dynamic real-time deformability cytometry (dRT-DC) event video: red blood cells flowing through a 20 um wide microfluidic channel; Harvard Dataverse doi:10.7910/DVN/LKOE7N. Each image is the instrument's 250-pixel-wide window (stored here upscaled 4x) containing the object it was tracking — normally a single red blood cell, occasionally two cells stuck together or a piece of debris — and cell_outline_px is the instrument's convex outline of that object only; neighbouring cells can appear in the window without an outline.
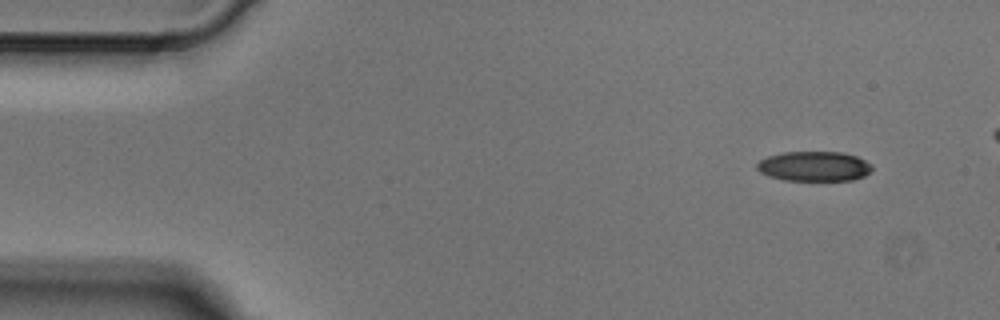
{"species": "Egyptian fruit bat (a non-hibernating species)", "species_latin": "Rousettus aegyptiacus", "temperature_condition": "cold", "stored_images_in_passage": 6, "camera_frame_rate_fps": 3000, "um_per_image_px": 0.085, "animal": {"sex": "male"}, "frame": {"image": 1, "passage_image": 1, "time_ms": 0.0, "image_size_px": [1000, 320], "cell_outline_px": [[872, 168], [864, 176], [852, 180], [784, 180], [768, 176], [760, 172], [756, 168], [756, 164], [760, 160], [768, 156], [784, 152], [844, 152], [856, 156], [872, 164]], "centroid_in_image_um": [69.19, 14.13], "position_along_channel_um": 15.8, "area_um2": 20.0}}
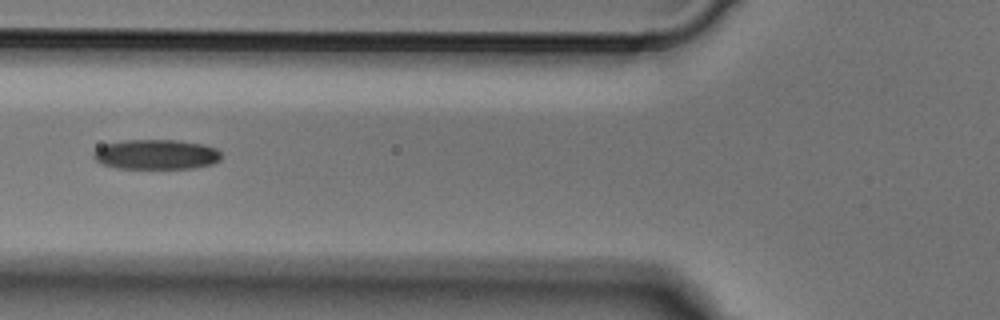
{"frame": {"image": 2, "passage_image": 5, "time_ms": 1.333, "image_size_px": [1000, 320], "cell_outline_px": [[224, 156], [220, 160], [212, 164], [192, 168], [120, 168], [104, 164], [96, 160], [92, 156], [92, 152], [96, 148], [104, 144], [124, 140], [180, 140], [204, 144], [216, 148]], "centroid_in_image_um": [13.3, 13.11], "position_along_channel_um": 112.5, "area_um2": 22.43}}
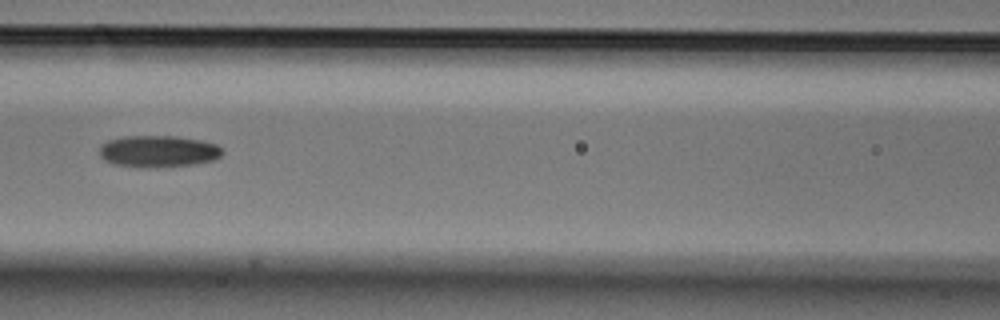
{"frame": {"image": 3, "passage_image": 6, "time_ms": 1.667, "image_size_px": [1000, 320], "cell_outline_px": [[224, 152], [220, 156], [212, 160], [196, 164], [160, 168], [136, 168], [112, 164], [104, 160], [100, 156], [100, 144], [108, 140], [124, 136], [176, 136], [200, 140], [216, 144], [224, 148]], "centroid_in_image_um": [13.44, 12.88], "position_along_channel_um": 153.2, "area_um2": 23.29}}